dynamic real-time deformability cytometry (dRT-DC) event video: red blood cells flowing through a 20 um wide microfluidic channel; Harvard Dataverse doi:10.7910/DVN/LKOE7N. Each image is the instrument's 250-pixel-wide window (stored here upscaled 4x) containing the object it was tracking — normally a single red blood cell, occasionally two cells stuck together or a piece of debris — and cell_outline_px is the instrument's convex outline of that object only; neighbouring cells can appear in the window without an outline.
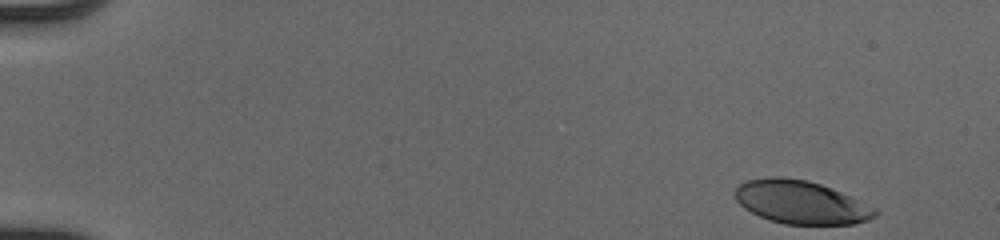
{"species": "human", "species_latin": "Homo sapiens", "temperature_condition": "cold", "stored_images_in_passage": 48, "camera_frame_rate_fps": 3000, "um_per_image_px": 0.085, "donor": {"sex": "male"}, "frame": {"image": 1, "passage_image": 1, "time_ms": 0.0, "image_size_px": [1000, 240], "cell_outline_px": [[880, 212], [876, 216], [868, 220], [852, 224], [784, 224], [768, 220], [744, 208], [736, 200], [736, 188], [744, 180], [768, 176], [780, 176], [808, 180], [820, 184], [852, 196], [876, 208]], "centroid_in_image_um": [68.09, 17.18], "position_along_channel_um": 16.9, "area_um2": 35.49}}
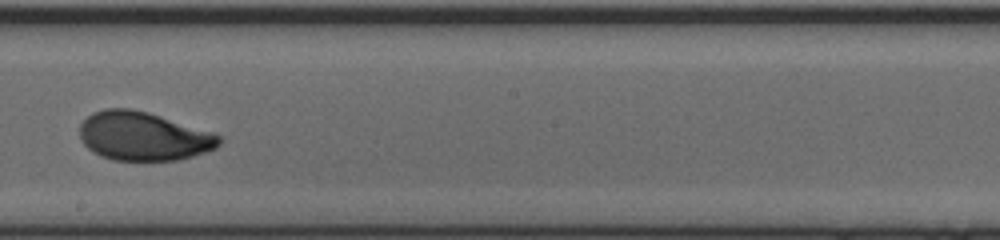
{"frame": {"image": 2, "passage_image": 28, "time_ms": 9.0, "image_size_px": [1000, 240], "cell_outline_px": [[220, 144], [216, 148], [192, 156], [176, 160], [112, 160], [100, 156], [92, 152], [84, 144], [80, 136], [80, 124], [92, 112], [104, 108], [132, 108], [148, 112], [212, 132], [220, 136]], "centroid_in_image_um": [12.15, 11.57], "position_along_channel_um": 236.1, "area_um2": 39.54}}
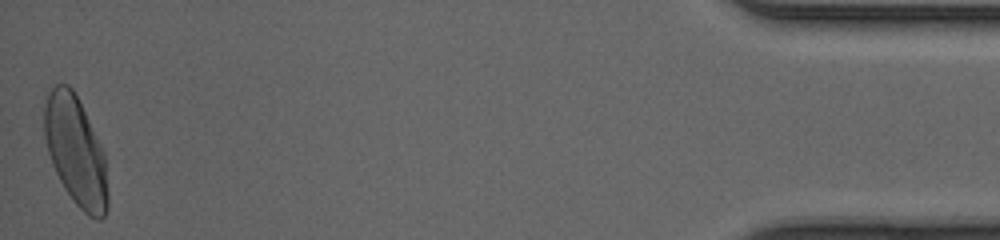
{"frame": {"image": 3, "passage_image": 48, "time_ms": 15.667, "image_size_px": [1000, 240], "cell_outline_px": [[108, 208], [104, 216], [100, 220], [96, 220], [88, 216], [76, 204], [64, 188], [52, 164], [48, 152], [44, 136], [44, 104], [48, 92], [56, 84], [68, 84], [72, 88], [104, 152], [108, 192]], "centroid_in_image_um": [6.43, 12.87], "position_along_channel_um": 428.8, "area_um2": 40.17}, "authors_computed_cell_mechanics": {"area_um2": 38.9283, "velocity_mm_per_s": 4.1079, "shape_relaxation_time_tau1_ms": 3.3402, "shape_relaxation_time_tau2_ms": 0.7797, "deformation_change_tau1": 0.1654, "deformation_change_tau2": 0.0506}}